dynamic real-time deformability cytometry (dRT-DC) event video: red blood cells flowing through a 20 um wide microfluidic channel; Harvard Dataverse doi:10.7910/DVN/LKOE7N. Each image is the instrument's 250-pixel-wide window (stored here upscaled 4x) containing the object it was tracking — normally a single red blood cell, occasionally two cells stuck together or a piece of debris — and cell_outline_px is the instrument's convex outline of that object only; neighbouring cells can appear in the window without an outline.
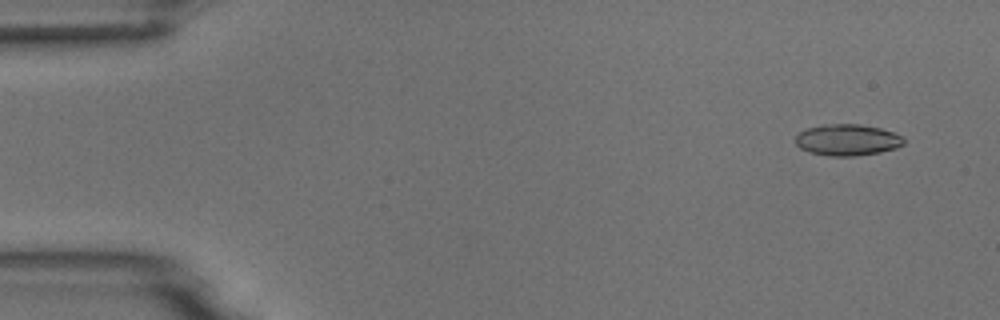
{"species": "common noctule bat (a hibernating species)", "species_latin": "Nyctalus noctula", "temperature_condition": "room temperature", "stored_images_in_passage": 6, "segment_of_instrument_passage": [2, 2], "camera_frame_rate_fps": 3000, "um_per_image_px": 0.085, "animal": {"sex": "male", "body_mass_g": 18.8}, "frame": {"image": 1, "passage_image": 6, "time_ms": 6.0, "image_size_px": [1000, 320], "cell_outline_px": [[904, 144], [896, 148], [880, 152], [856, 156], [828, 156], [808, 152], [800, 148], [796, 144], [796, 136], [804, 128], [824, 124], [860, 124], [880, 128], [892, 132], [900, 136], [904, 140]], "centroid_in_image_um": [71.99, 11.89], "position_along_channel_um": 13.0, "area_um2": 19.88}}